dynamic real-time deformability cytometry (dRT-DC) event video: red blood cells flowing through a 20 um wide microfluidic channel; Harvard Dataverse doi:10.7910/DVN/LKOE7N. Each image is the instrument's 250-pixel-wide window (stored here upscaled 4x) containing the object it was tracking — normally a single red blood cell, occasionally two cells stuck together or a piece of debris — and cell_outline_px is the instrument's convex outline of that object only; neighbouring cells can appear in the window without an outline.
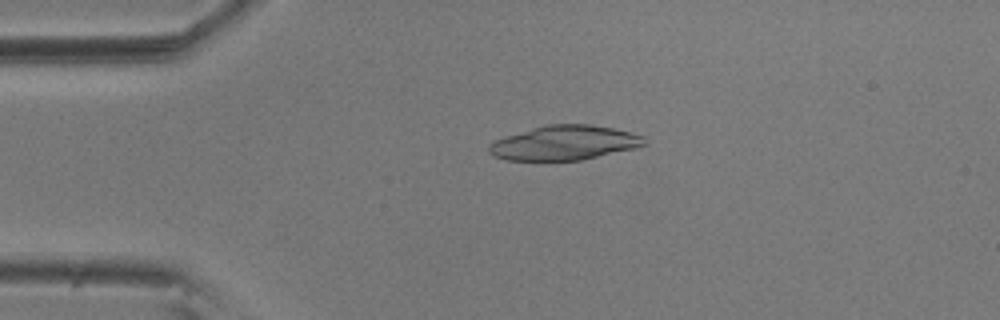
{"species": "common noctule bat (a hibernating species)", "species_latin": "Nyctalus noctula", "temperature_condition": "room temperature", "stored_images_in_passage": 55, "camera_frame_rate_fps": 3000, "um_per_image_px": 0.085, "animal": {"sex": "male", "body_mass_g": 20.5, "forearm_length_mm": 52.5}, "frame": {"image": 1, "passage_image": 12, "time_ms": 3.667, "image_size_px": [1000, 320], "cell_outline_px": [[648, 144], [640, 148], [580, 160], [508, 160], [492, 156], [488, 152], [488, 144], [504, 136], [532, 128], [548, 124], [592, 124], [612, 128], [644, 136]], "centroid_in_image_um": [48.0, 12.14], "position_along_channel_um": 37.0, "area_um2": 31.5}}